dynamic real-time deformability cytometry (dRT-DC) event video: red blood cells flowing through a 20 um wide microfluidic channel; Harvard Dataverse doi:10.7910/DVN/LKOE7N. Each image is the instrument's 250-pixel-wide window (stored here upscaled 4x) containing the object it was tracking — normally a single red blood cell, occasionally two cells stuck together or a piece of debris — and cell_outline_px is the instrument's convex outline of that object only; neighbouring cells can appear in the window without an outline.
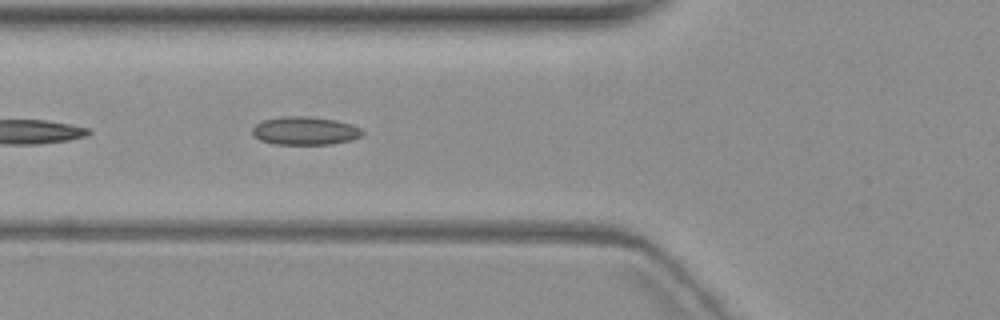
{"species": "common noctule bat (a hibernating species)", "species_latin": "Nyctalus noctula", "temperature_condition": "warm", "stored_images_in_passage": 5, "camera_frame_rate_fps": 3000, "um_per_image_px": 0.085, "animal": {"sex": "female", "body_mass_g": 19.3, "forearm_length_mm": 54.1}, "frame": {"image": 1, "passage_image": 5, "time_ms": 5.667, "image_size_px": [1000, 320], "cell_outline_px": [[364, 132], [360, 136], [352, 140], [332, 144], [276, 144], [260, 140], [252, 136], [252, 128], [260, 120], [280, 116], [308, 116], [336, 120], [352, 124], [360, 128]], "centroid_in_image_um": [25.89, 11.11], "position_along_channel_um": 99.9, "area_um2": 18.32}}